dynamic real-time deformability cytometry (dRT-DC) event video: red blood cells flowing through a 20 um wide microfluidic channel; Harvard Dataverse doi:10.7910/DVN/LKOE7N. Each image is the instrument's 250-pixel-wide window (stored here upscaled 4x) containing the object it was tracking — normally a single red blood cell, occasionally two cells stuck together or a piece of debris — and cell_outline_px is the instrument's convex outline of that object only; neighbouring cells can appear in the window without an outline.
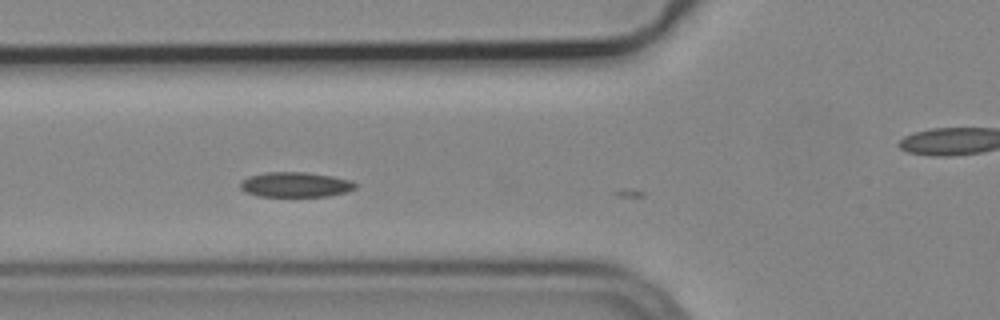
{"species": "common noctule bat (a hibernating species)", "species_latin": "Nyctalus noctula", "temperature_condition": "cold", "stored_images_in_passage": 13, "camera_frame_rate_fps": 3000, "um_per_image_px": 0.085, "animal": {"sex": "male", "body_mass_g": 19.2, "forearm_length_mm": 51.8}, "frame": {"image": 1, "passage_image": 10, "time_ms": 3.0, "image_size_px": [1000, 320], "cell_outline_px": [[356, 188], [348, 192], [328, 196], [256, 196], [244, 192], [240, 188], [240, 180], [248, 176], [268, 172], [308, 172], [332, 176], [352, 180], [356, 184]], "centroid_in_image_um": [25.1, 15.69], "position_along_channel_um": 100.7, "area_um2": 16.99}}